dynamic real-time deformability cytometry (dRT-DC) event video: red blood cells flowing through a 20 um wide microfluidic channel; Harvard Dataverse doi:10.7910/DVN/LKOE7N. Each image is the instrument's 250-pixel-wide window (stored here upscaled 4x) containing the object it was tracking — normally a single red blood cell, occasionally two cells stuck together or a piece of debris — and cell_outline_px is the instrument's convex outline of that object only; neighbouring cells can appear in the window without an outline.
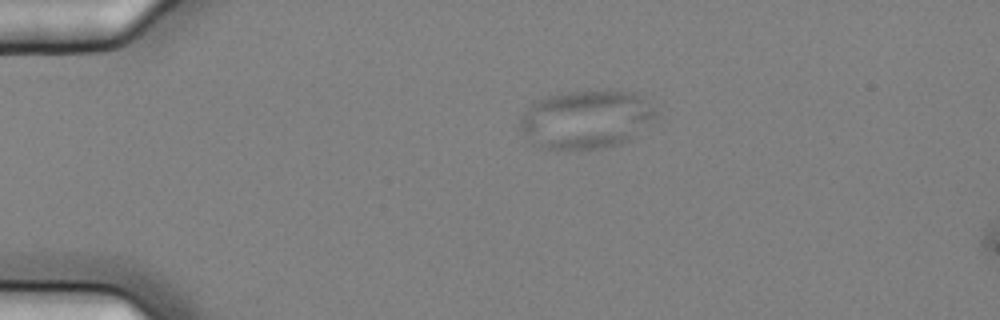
{"species": "common noctule bat (a hibernating species)", "species_latin": "Nyctalus noctula", "temperature_condition": "cold", "stored_images_in_passage": 5, "camera_frame_rate_fps": 3000, "um_per_image_px": 0.085, "animal": {"sex": "female", "body_mass_g": 25.1}, "frame": {"image": 1, "passage_image": 1, "time_ms": 0.0, "image_size_px": [1000, 320], "cell_outline_px": [[656, 116], [628, 140], [620, 144], [592, 148], [544, 148], [532, 144], [524, 140], [520, 128], [520, 120], [524, 112], [536, 100], [548, 96], [588, 88], [636, 92], [656, 112]], "centroid_in_image_um": [49.75, 10.11], "position_along_channel_um": 35.2, "area_um2": 46.12}}
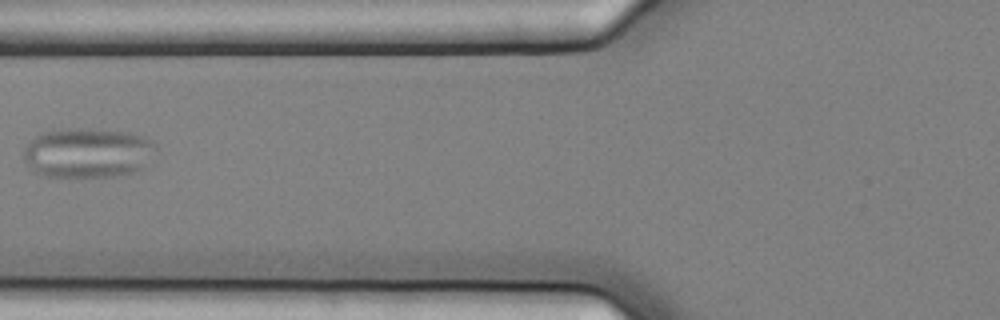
{"frame": {"image": 2, "passage_image": 4, "time_ms": 1.0, "image_size_px": [1000, 320], "cell_outline_px": [[156, 148], [144, 168], [132, 172], [116, 176], [40, 176], [32, 172], [24, 156], [24, 148], [40, 132], [68, 128], [80, 128], [128, 132], [152, 140], [156, 144]], "centroid_in_image_um": [7.44, 12.99], "position_along_channel_um": 118.4, "area_um2": 38.38}}